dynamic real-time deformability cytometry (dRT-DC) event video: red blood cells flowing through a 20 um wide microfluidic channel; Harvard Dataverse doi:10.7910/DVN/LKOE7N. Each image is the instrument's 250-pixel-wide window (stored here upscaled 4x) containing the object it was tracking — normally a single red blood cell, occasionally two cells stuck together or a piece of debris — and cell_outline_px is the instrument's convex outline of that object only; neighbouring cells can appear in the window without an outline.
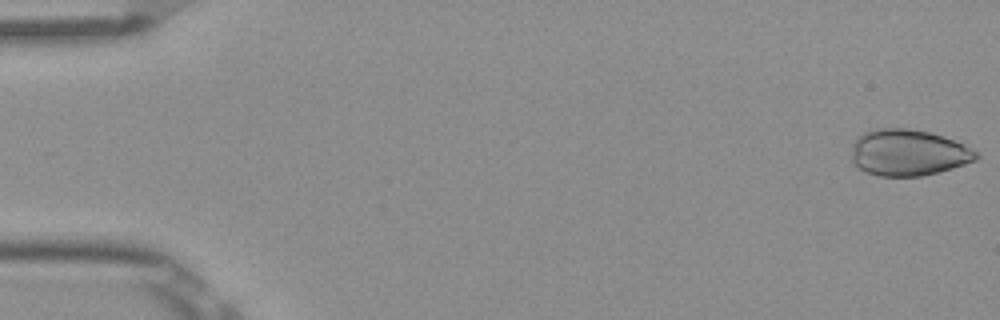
{"species": "Egyptian fruit bat (a non-hibernating species)", "species_latin": "Rousettus aegyptiacus", "temperature_condition": "room temperature", "stored_images_in_passage": 52, "camera_frame_rate_fps": 3000, "um_per_image_px": 0.085, "frame": {"image": 1, "passage_image": 1, "time_ms": 0.0, "image_size_px": [1000, 320], "cell_outline_px": [[980, 156], [976, 160], [952, 168], [920, 176], [876, 176], [864, 172], [856, 168], [852, 164], [852, 144], [864, 132], [876, 128], [908, 128], [928, 132], [964, 144], [976, 152]], "centroid_in_image_um": [77.15, 12.98], "position_along_channel_um": 7.9, "area_um2": 33.64}}
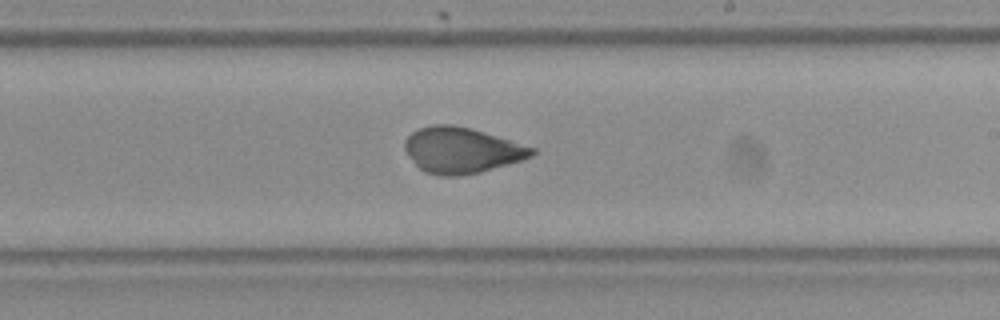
{"frame": {"image": 2, "passage_image": 31, "time_ms": 10.0, "image_size_px": [1000, 320], "cell_outline_px": [[536, 152], [532, 156], [508, 164], [480, 172], [460, 176], [440, 176], [424, 172], [412, 160], [404, 148], [404, 140], [412, 132], [420, 128], [432, 124], [452, 124], [484, 132], [536, 148]], "centroid_in_image_um": [39.22, 12.77], "position_along_channel_um": 249.8, "area_um2": 33.76}}
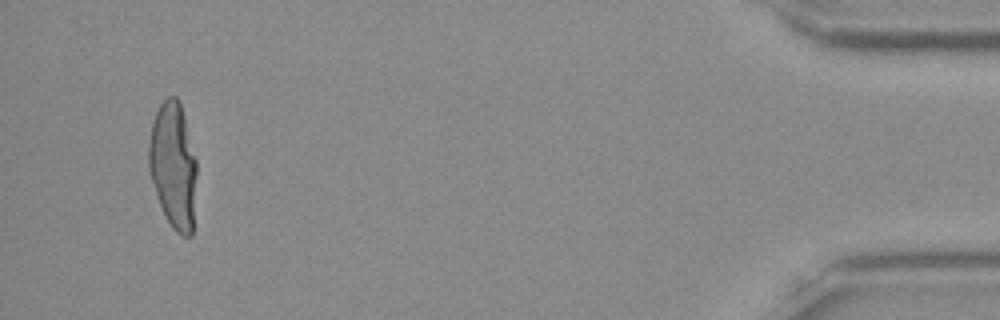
{"frame": {"image": 3, "passage_image": 50, "time_ms": 16.333, "image_size_px": [1000, 320], "cell_outline_px": [[196, 176], [192, 236], [180, 236], [172, 228], [160, 204], [148, 168], [148, 144], [152, 120], [160, 104], [168, 96], [176, 96], [180, 100], [196, 160]], "centroid_in_image_um": [14.72, 14.04], "position_along_channel_um": 420.5, "area_um2": 35.2}}